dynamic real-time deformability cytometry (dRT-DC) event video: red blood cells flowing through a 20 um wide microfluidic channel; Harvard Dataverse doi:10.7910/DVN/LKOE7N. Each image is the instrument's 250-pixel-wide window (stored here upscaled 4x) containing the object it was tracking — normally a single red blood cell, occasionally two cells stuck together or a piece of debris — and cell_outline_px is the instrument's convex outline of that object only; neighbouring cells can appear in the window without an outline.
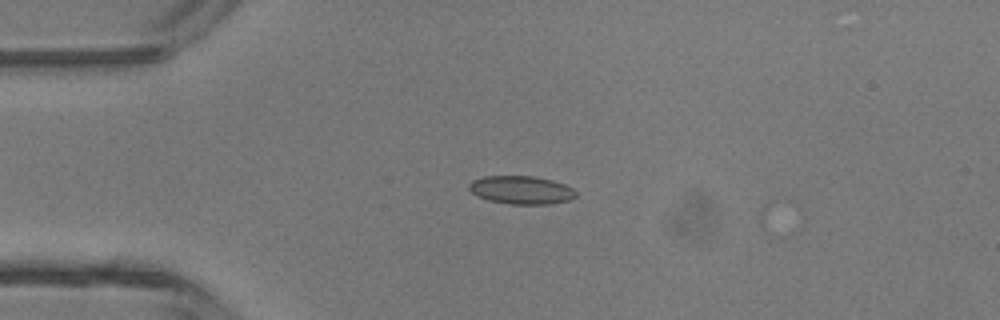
{"species": "common noctule bat (a hibernating species)", "species_latin": "Nyctalus noctula", "temperature_condition": "room temperature", "stored_images_in_passage": 4, "camera_frame_rate_fps": 3000, "um_per_image_px": 0.085, "animal": {"sex": "male", "body_mass_g": 13.3}, "frame": {"image": 1, "passage_image": 2, "time_ms": 0.333, "image_size_px": [1000, 320], "cell_outline_px": [[576, 196], [568, 200], [552, 204], [512, 204], [488, 200], [476, 196], [468, 188], [468, 184], [472, 180], [484, 176], [532, 176], [552, 180], [564, 184], [572, 188], [576, 192]], "centroid_in_image_um": [44.28, 16.15], "position_along_channel_um": 40.7, "area_um2": 17.57}}
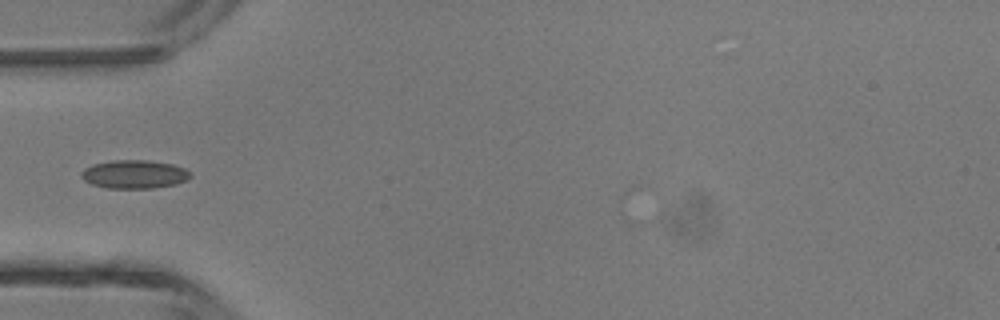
{"frame": {"image": 2, "passage_image": 3, "time_ms": 0.667, "image_size_px": [1000, 320], "cell_outline_px": [[192, 176], [188, 180], [176, 184], [152, 188], [108, 188], [92, 184], [84, 180], [80, 176], [80, 172], [84, 168], [92, 164], [112, 160], [148, 160], [172, 164], [184, 168], [192, 172]], "centroid_in_image_um": [11.43, 14.81], "position_along_channel_um": 73.6, "area_um2": 18.26}}
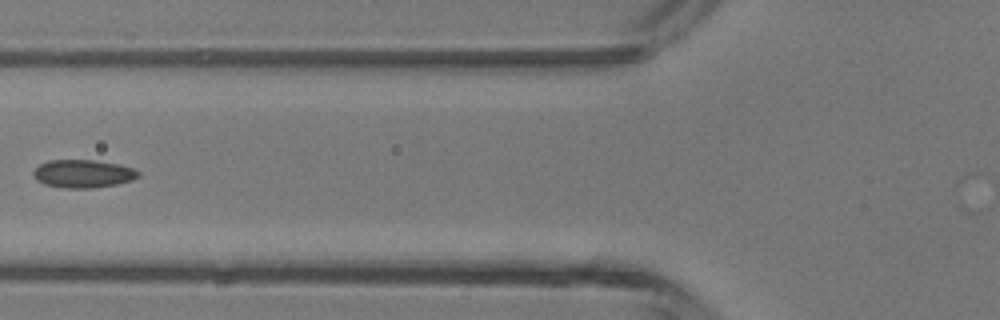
{"frame": {"image": 3, "passage_image": 4, "time_ms": 1.0, "image_size_px": [1000, 320], "cell_outline_px": [[140, 176], [132, 180], [116, 184], [92, 188], [64, 188], [44, 184], [36, 180], [32, 176], [32, 172], [40, 164], [48, 160], [92, 160], [120, 164], [132, 168], [140, 172]], "centroid_in_image_um": [7.04, 14.76], "position_along_channel_um": 118.8, "area_um2": 17.22}}